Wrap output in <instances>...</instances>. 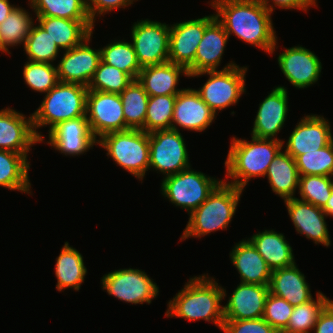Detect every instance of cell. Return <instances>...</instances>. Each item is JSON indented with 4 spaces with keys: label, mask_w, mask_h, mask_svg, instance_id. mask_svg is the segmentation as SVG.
I'll use <instances>...</instances> for the list:
<instances>
[{
    "label": "cell",
    "mask_w": 333,
    "mask_h": 333,
    "mask_svg": "<svg viewBox=\"0 0 333 333\" xmlns=\"http://www.w3.org/2000/svg\"><path fill=\"white\" fill-rule=\"evenodd\" d=\"M265 176L272 191L281 199L295 198L299 186V171L295 159L282 149L270 163Z\"/></svg>",
    "instance_id": "29"
},
{
    "label": "cell",
    "mask_w": 333,
    "mask_h": 333,
    "mask_svg": "<svg viewBox=\"0 0 333 333\" xmlns=\"http://www.w3.org/2000/svg\"><path fill=\"white\" fill-rule=\"evenodd\" d=\"M126 130L144 127L149 95L138 80H133L121 93Z\"/></svg>",
    "instance_id": "33"
},
{
    "label": "cell",
    "mask_w": 333,
    "mask_h": 333,
    "mask_svg": "<svg viewBox=\"0 0 333 333\" xmlns=\"http://www.w3.org/2000/svg\"><path fill=\"white\" fill-rule=\"evenodd\" d=\"M222 181L189 167L177 174L163 177L160 191L169 202L190 214Z\"/></svg>",
    "instance_id": "8"
},
{
    "label": "cell",
    "mask_w": 333,
    "mask_h": 333,
    "mask_svg": "<svg viewBox=\"0 0 333 333\" xmlns=\"http://www.w3.org/2000/svg\"><path fill=\"white\" fill-rule=\"evenodd\" d=\"M313 331L315 333H333V300L320 313Z\"/></svg>",
    "instance_id": "47"
},
{
    "label": "cell",
    "mask_w": 333,
    "mask_h": 333,
    "mask_svg": "<svg viewBox=\"0 0 333 333\" xmlns=\"http://www.w3.org/2000/svg\"><path fill=\"white\" fill-rule=\"evenodd\" d=\"M176 95L149 97L144 127L146 133L171 129Z\"/></svg>",
    "instance_id": "38"
},
{
    "label": "cell",
    "mask_w": 333,
    "mask_h": 333,
    "mask_svg": "<svg viewBox=\"0 0 333 333\" xmlns=\"http://www.w3.org/2000/svg\"><path fill=\"white\" fill-rule=\"evenodd\" d=\"M101 61L113 66L137 79L141 66L138 63L136 53L131 42L119 40L107 44L100 49Z\"/></svg>",
    "instance_id": "36"
},
{
    "label": "cell",
    "mask_w": 333,
    "mask_h": 333,
    "mask_svg": "<svg viewBox=\"0 0 333 333\" xmlns=\"http://www.w3.org/2000/svg\"><path fill=\"white\" fill-rule=\"evenodd\" d=\"M107 156L137 179L149 170V133L139 129L110 132L98 139Z\"/></svg>",
    "instance_id": "6"
},
{
    "label": "cell",
    "mask_w": 333,
    "mask_h": 333,
    "mask_svg": "<svg viewBox=\"0 0 333 333\" xmlns=\"http://www.w3.org/2000/svg\"><path fill=\"white\" fill-rule=\"evenodd\" d=\"M149 170L165 177L191 167L184 138L180 131L167 129L149 133Z\"/></svg>",
    "instance_id": "9"
},
{
    "label": "cell",
    "mask_w": 333,
    "mask_h": 333,
    "mask_svg": "<svg viewBox=\"0 0 333 333\" xmlns=\"http://www.w3.org/2000/svg\"><path fill=\"white\" fill-rule=\"evenodd\" d=\"M87 274L83 256L78 250L65 242L59 256L56 258L55 276L57 278L56 289L64 291L66 288L80 290L81 284Z\"/></svg>",
    "instance_id": "30"
},
{
    "label": "cell",
    "mask_w": 333,
    "mask_h": 333,
    "mask_svg": "<svg viewBox=\"0 0 333 333\" xmlns=\"http://www.w3.org/2000/svg\"><path fill=\"white\" fill-rule=\"evenodd\" d=\"M189 78L187 70L172 62L146 66L137 77L149 97L159 95H177L183 89H177L180 76Z\"/></svg>",
    "instance_id": "24"
},
{
    "label": "cell",
    "mask_w": 333,
    "mask_h": 333,
    "mask_svg": "<svg viewBox=\"0 0 333 333\" xmlns=\"http://www.w3.org/2000/svg\"><path fill=\"white\" fill-rule=\"evenodd\" d=\"M32 14L22 7L16 6L0 24V51L8 53L10 47L24 45L34 23ZM18 44V45H17Z\"/></svg>",
    "instance_id": "32"
},
{
    "label": "cell",
    "mask_w": 333,
    "mask_h": 333,
    "mask_svg": "<svg viewBox=\"0 0 333 333\" xmlns=\"http://www.w3.org/2000/svg\"><path fill=\"white\" fill-rule=\"evenodd\" d=\"M38 24L43 27L63 51L80 45L94 29L92 20H70L57 17L35 16Z\"/></svg>",
    "instance_id": "27"
},
{
    "label": "cell",
    "mask_w": 333,
    "mask_h": 333,
    "mask_svg": "<svg viewBox=\"0 0 333 333\" xmlns=\"http://www.w3.org/2000/svg\"><path fill=\"white\" fill-rule=\"evenodd\" d=\"M23 79L28 87L40 93H47L58 82L57 67L54 63L26 61L23 67Z\"/></svg>",
    "instance_id": "42"
},
{
    "label": "cell",
    "mask_w": 333,
    "mask_h": 333,
    "mask_svg": "<svg viewBox=\"0 0 333 333\" xmlns=\"http://www.w3.org/2000/svg\"><path fill=\"white\" fill-rule=\"evenodd\" d=\"M257 1L261 3L271 13H273L274 8H276V6L281 9H287V10L297 9L307 12L309 7L311 6L315 7L317 5L316 0H257ZM269 1H272L273 3L271 2L270 4Z\"/></svg>",
    "instance_id": "46"
},
{
    "label": "cell",
    "mask_w": 333,
    "mask_h": 333,
    "mask_svg": "<svg viewBox=\"0 0 333 333\" xmlns=\"http://www.w3.org/2000/svg\"><path fill=\"white\" fill-rule=\"evenodd\" d=\"M102 289L108 295L131 304H150L159 294V287L140 269H118L101 279Z\"/></svg>",
    "instance_id": "10"
},
{
    "label": "cell",
    "mask_w": 333,
    "mask_h": 333,
    "mask_svg": "<svg viewBox=\"0 0 333 333\" xmlns=\"http://www.w3.org/2000/svg\"><path fill=\"white\" fill-rule=\"evenodd\" d=\"M170 26L166 23L144 19L131 28V38L141 68L169 61Z\"/></svg>",
    "instance_id": "11"
},
{
    "label": "cell",
    "mask_w": 333,
    "mask_h": 333,
    "mask_svg": "<svg viewBox=\"0 0 333 333\" xmlns=\"http://www.w3.org/2000/svg\"><path fill=\"white\" fill-rule=\"evenodd\" d=\"M224 333H279L262 317L246 320H224Z\"/></svg>",
    "instance_id": "44"
},
{
    "label": "cell",
    "mask_w": 333,
    "mask_h": 333,
    "mask_svg": "<svg viewBox=\"0 0 333 333\" xmlns=\"http://www.w3.org/2000/svg\"><path fill=\"white\" fill-rule=\"evenodd\" d=\"M134 1L138 0H86V7L90 19L94 23L97 16L105 15L118 8L131 6Z\"/></svg>",
    "instance_id": "45"
},
{
    "label": "cell",
    "mask_w": 333,
    "mask_h": 333,
    "mask_svg": "<svg viewBox=\"0 0 333 333\" xmlns=\"http://www.w3.org/2000/svg\"><path fill=\"white\" fill-rule=\"evenodd\" d=\"M331 141L330 122L320 115H305L293 129L284 150L295 159L298 155L319 150Z\"/></svg>",
    "instance_id": "19"
},
{
    "label": "cell",
    "mask_w": 333,
    "mask_h": 333,
    "mask_svg": "<svg viewBox=\"0 0 333 333\" xmlns=\"http://www.w3.org/2000/svg\"><path fill=\"white\" fill-rule=\"evenodd\" d=\"M215 14L170 25L169 62L183 66L188 75L194 74V58L206 26Z\"/></svg>",
    "instance_id": "13"
},
{
    "label": "cell",
    "mask_w": 333,
    "mask_h": 333,
    "mask_svg": "<svg viewBox=\"0 0 333 333\" xmlns=\"http://www.w3.org/2000/svg\"><path fill=\"white\" fill-rule=\"evenodd\" d=\"M295 162L300 176L333 177V141L319 150L298 155Z\"/></svg>",
    "instance_id": "39"
},
{
    "label": "cell",
    "mask_w": 333,
    "mask_h": 333,
    "mask_svg": "<svg viewBox=\"0 0 333 333\" xmlns=\"http://www.w3.org/2000/svg\"><path fill=\"white\" fill-rule=\"evenodd\" d=\"M41 140L37 137L32 115L17 112L10 107L0 110V150L24 154L28 158L31 147Z\"/></svg>",
    "instance_id": "17"
},
{
    "label": "cell",
    "mask_w": 333,
    "mask_h": 333,
    "mask_svg": "<svg viewBox=\"0 0 333 333\" xmlns=\"http://www.w3.org/2000/svg\"><path fill=\"white\" fill-rule=\"evenodd\" d=\"M284 203L297 233L313 240L317 245L330 246V235L325 220L327 215L322 208L297 197L284 200Z\"/></svg>",
    "instance_id": "21"
},
{
    "label": "cell",
    "mask_w": 333,
    "mask_h": 333,
    "mask_svg": "<svg viewBox=\"0 0 333 333\" xmlns=\"http://www.w3.org/2000/svg\"><path fill=\"white\" fill-rule=\"evenodd\" d=\"M322 210L327 215V217L328 216L333 217V189H332L331 196L329 197V199L327 201V204L325 205V207Z\"/></svg>",
    "instance_id": "49"
},
{
    "label": "cell",
    "mask_w": 333,
    "mask_h": 333,
    "mask_svg": "<svg viewBox=\"0 0 333 333\" xmlns=\"http://www.w3.org/2000/svg\"><path fill=\"white\" fill-rule=\"evenodd\" d=\"M281 72L297 89H305L319 80L322 63L319 57L302 46L286 48L277 58Z\"/></svg>",
    "instance_id": "15"
},
{
    "label": "cell",
    "mask_w": 333,
    "mask_h": 333,
    "mask_svg": "<svg viewBox=\"0 0 333 333\" xmlns=\"http://www.w3.org/2000/svg\"><path fill=\"white\" fill-rule=\"evenodd\" d=\"M34 25L33 23L25 39L23 51L27 54L29 61L53 64L61 50L43 27L39 24Z\"/></svg>",
    "instance_id": "37"
},
{
    "label": "cell",
    "mask_w": 333,
    "mask_h": 333,
    "mask_svg": "<svg viewBox=\"0 0 333 333\" xmlns=\"http://www.w3.org/2000/svg\"><path fill=\"white\" fill-rule=\"evenodd\" d=\"M293 308L285 299L269 293L262 318L281 333L289 323Z\"/></svg>",
    "instance_id": "43"
},
{
    "label": "cell",
    "mask_w": 333,
    "mask_h": 333,
    "mask_svg": "<svg viewBox=\"0 0 333 333\" xmlns=\"http://www.w3.org/2000/svg\"><path fill=\"white\" fill-rule=\"evenodd\" d=\"M15 7V5L10 4L9 0H0V24L5 21Z\"/></svg>",
    "instance_id": "48"
},
{
    "label": "cell",
    "mask_w": 333,
    "mask_h": 333,
    "mask_svg": "<svg viewBox=\"0 0 333 333\" xmlns=\"http://www.w3.org/2000/svg\"><path fill=\"white\" fill-rule=\"evenodd\" d=\"M92 34L93 30L80 45L64 51L56 66L59 82L77 83L88 87L101 61L100 49H92L89 46Z\"/></svg>",
    "instance_id": "14"
},
{
    "label": "cell",
    "mask_w": 333,
    "mask_h": 333,
    "mask_svg": "<svg viewBox=\"0 0 333 333\" xmlns=\"http://www.w3.org/2000/svg\"><path fill=\"white\" fill-rule=\"evenodd\" d=\"M35 16L70 20H91L86 0H28Z\"/></svg>",
    "instance_id": "34"
},
{
    "label": "cell",
    "mask_w": 333,
    "mask_h": 333,
    "mask_svg": "<svg viewBox=\"0 0 333 333\" xmlns=\"http://www.w3.org/2000/svg\"><path fill=\"white\" fill-rule=\"evenodd\" d=\"M29 169L30 161L24 154L0 150V186L32 195Z\"/></svg>",
    "instance_id": "31"
},
{
    "label": "cell",
    "mask_w": 333,
    "mask_h": 333,
    "mask_svg": "<svg viewBox=\"0 0 333 333\" xmlns=\"http://www.w3.org/2000/svg\"><path fill=\"white\" fill-rule=\"evenodd\" d=\"M243 190L222 181L208 198L189 214L180 240L200 238L227 229L235 215Z\"/></svg>",
    "instance_id": "4"
},
{
    "label": "cell",
    "mask_w": 333,
    "mask_h": 333,
    "mask_svg": "<svg viewBox=\"0 0 333 333\" xmlns=\"http://www.w3.org/2000/svg\"><path fill=\"white\" fill-rule=\"evenodd\" d=\"M88 88L77 83L58 82L44 96L41 105L32 113L34 131L44 141L38 128L49 125L50 132L60 122L86 117Z\"/></svg>",
    "instance_id": "5"
},
{
    "label": "cell",
    "mask_w": 333,
    "mask_h": 333,
    "mask_svg": "<svg viewBox=\"0 0 333 333\" xmlns=\"http://www.w3.org/2000/svg\"><path fill=\"white\" fill-rule=\"evenodd\" d=\"M298 266L293 264L272 271L269 293L285 299L293 307L313 299L309 284Z\"/></svg>",
    "instance_id": "25"
},
{
    "label": "cell",
    "mask_w": 333,
    "mask_h": 333,
    "mask_svg": "<svg viewBox=\"0 0 333 333\" xmlns=\"http://www.w3.org/2000/svg\"><path fill=\"white\" fill-rule=\"evenodd\" d=\"M288 91L284 86L275 87L269 95L259 104L254 120L251 136L260 139H274L284 127L288 113Z\"/></svg>",
    "instance_id": "18"
},
{
    "label": "cell",
    "mask_w": 333,
    "mask_h": 333,
    "mask_svg": "<svg viewBox=\"0 0 333 333\" xmlns=\"http://www.w3.org/2000/svg\"><path fill=\"white\" fill-rule=\"evenodd\" d=\"M134 79L116 67L100 61L88 85V90L120 94Z\"/></svg>",
    "instance_id": "40"
},
{
    "label": "cell",
    "mask_w": 333,
    "mask_h": 333,
    "mask_svg": "<svg viewBox=\"0 0 333 333\" xmlns=\"http://www.w3.org/2000/svg\"><path fill=\"white\" fill-rule=\"evenodd\" d=\"M229 36L215 17L205 28L194 58V74L214 71L220 66Z\"/></svg>",
    "instance_id": "26"
},
{
    "label": "cell",
    "mask_w": 333,
    "mask_h": 333,
    "mask_svg": "<svg viewBox=\"0 0 333 333\" xmlns=\"http://www.w3.org/2000/svg\"><path fill=\"white\" fill-rule=\"evenodd\" d=\"M48 144L65 156H78L98 145L87 117L60 122L48 133Z\"/></svg>",
    "instance_id": "16"
},
{
    "label": "cell",
    "mask_w": 333,
    "mask_h": 333,
    "mask_svg": "<svg viewBox=\"0 0 333 333\" xmlns=\"http://www.w3.org/2000/svg\"><path fill=\"white\" fill-rule=\"evenodd\" d=\"M86 117L96 139L110 132L126 130L120 94L88 90Z\"/></svg>",
    "instance_id": "12"
},
{
    "label": "cell",
    "mask_w": 333,
    "mask_h": 333,
    "mask_svg": "<svg viewBox=\"0 0 333 333\" xmlns=\"http://www.w3.org/2000/svg\"><path fill=\"white\" fill-rule=\"evenodd\" d=\"M333 177L306 175L300 176L298 193L300 200L311 203L319 208H324L331 196Z\"/></svg>",
    "instance_id": "41"
},
{
    "label": "cell",
    "mask_w": 333,
    "mask_h": 333,
    "mask_svg": "<svg viewBox=\"0 0 333 333\" xmlns=\"http://www.w3.org/2000/svg\"><path fill=\"white\" fill-rule=\"evenodd\" d=\"M281 149L283 141L251 136L248 142L233 137L224 163L226 179L231 178V181H223L244 190L252 177H265L270 163Z\"/></svg>",
    "instance_id": "3"
},
{
    "label": "cell",
    "mask_w": 333,
    "mask_h": 333,
    "mask_svg": "<svg viewBox=\"0 0 333 333\" xmlns=\"http://www.w3.org/2000/svg\"><path fill=\"white\" fill-rule=\"evenodd\" d=\"M207 275L194 276L188 280L183 289L168 302L166 317L183 318L190 322L202 319L222 330L224 306L221 303L226 298V290Z\"/></svg>",
    "instance_id": "2"
},
{
    "label": "cell",
    "mask_w": 333,
    "mask_h": 333,
    "mask_svg": "<svg viewBox=\"0 0 333 333\" xmlns=\"http://www.w3.org/2000/svg\"><path fill=\"white\" fill-rule=\"evenodd\" d=\"M216 117L215 112L201 99L196 89L183 88L176 95L171 129L180 131L179 127H181L202 132Z\"/></svg>",
    "instance_id": "20"
},
{
    "label": "cell",
    "mask_w": 333,
    "mask_h": 333,
    "mask_svg": "<svg viewBox=\"0 0 333 333\" xmlns=\"http://www.w3.org/2000/svg\"><path fill=\"white\" fill-rule=\"evenodd\" d=\"M210 5L229 37L234 34L269 54L277 49L272 13L257 0H212Z\"/></svg>",
    "instance_id": "1"
},
{
    "label": "cell",
    "mask_w": 333,
    "mask_h": 333,
    "mask_svg": "<svg viewBox=\"0 0 333 333\" xmlns=\"http://www.w3.org/2000/svg\"><path fill=\"white\" fill-rule=\"evenodd\" d=\"M247 69L248 67H240L235 62L230 61L222 70L203 71L189 77L209 75L208 80L196 91L201 99L218 115V111L235 105L242 94L246 92L245 75Z\"/></svg>",
    "instance_id": "7"
},
{
    "label": "cell",
    "mask_w": 333,
    "mask_h": 333,
    "mask_svg": "<svg viewBox=\"0 0 333 333\" xmlns=\"http://www.w3.org/2000/svg\"><path fill=\"white\" fill-rule=\"evenodd\" d=\"M256 247L258 253L264 258L269 268L276 269L289 267L295 264L293 249L285 239L284 234L272 230L255 233L248 238Z\"/></svg>",
    "instance_id": "28"
},
{
    "label": "cell",
    "mask_w": 333,
    "mask_h": 333,
    "mask_svg": "<svg viewBox=\"0 0 333 333\" xmlns=\"http://www.w3.org/2000/svg\"><path fill=\"white\" fill-rule=\"evenodd\" d=\"M331 301L319 291L316 293L315 299L295 306L287 327L281 333H310L313 331L320 313Z\"/></svg>",
    "instance_id": "35"
},
{
    "label": "cell",
    "mask_w": 333,
    "mask_h": 333,
    "mask_svg": "<svg viewBox=\"0 0 333 333\" xmlns=\"http://www.w3.org/2000/svg\"><path fill=\"white\" fill-rule=\"evenodd\" d=\"M268 294L269 285L240 282L224 305V320L261 318Z\"/></svg>",
    "instance_id": "22"
},
{
    "label": "cell",
    "mask_w": 333,
    "mask_h": 333,
    "mask_svg": "<svg viewBox=\"0 0 333 333\" xmlns=\"http://www.w3.org/2000/svg\"><path fill=\"white\" fill-rule=\"evenodd\" d=\"M229 255L240 274V282L269 285L272 270L249 239L236 243Z\"/></svg>",
    "instance_id": "23"
}]
</instances>
